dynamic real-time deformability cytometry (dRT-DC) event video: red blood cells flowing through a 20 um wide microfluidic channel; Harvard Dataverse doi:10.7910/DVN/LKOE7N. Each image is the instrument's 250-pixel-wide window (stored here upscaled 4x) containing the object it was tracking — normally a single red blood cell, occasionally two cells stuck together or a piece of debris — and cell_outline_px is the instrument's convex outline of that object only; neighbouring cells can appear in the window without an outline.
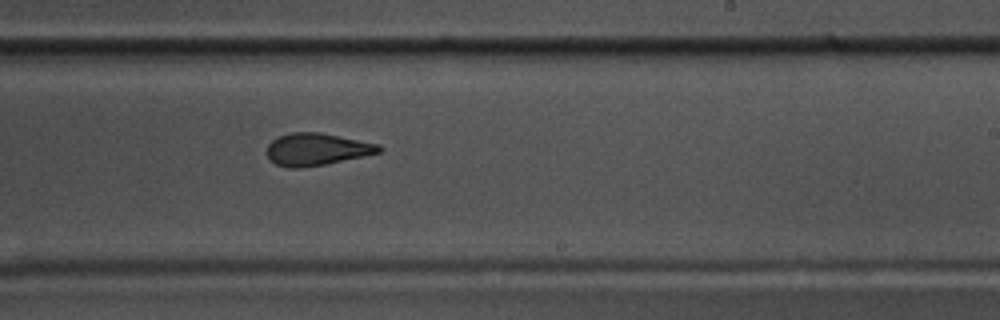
{"species": "common noctule bat (a hibernating species)", "species_latin": "Nyctalus noctula", "temperature_condition": "warm", "stored_images_in_passage": 34, "camera_frame_rate_fps": 3000, "um_per_image_px": 0.085, "animal": {"sex": "male", "body_mass_g": 17.5, "forearm_length_mm": 52.3}, "frame": {"image": 1, "passage_image": 20, "time_ms": 6.333, "image_size_px": [1000, 320], "cell_outline_px": [[384, 148], [380, 152], [364, 156], [324, 164], [300, 168], [288, 168], [276, 164], [268, 156], [268, 144], [272, 140], [280, 136], [292, 132], [320, 132], [380, 144]], "centroid_in_image_um": [26.95, 12.68], "position_along_channel_um": 262.0, "area_um2": 20.92}, "authors_computed_cell_mechanics": {"area_um2": 21.3571, "velocity_mm_per_s": 3.6521, "shape_relaxation_time_tau1_ms": 9.3394, "shape_relaxation_time_tau2_ms": 2.4776, "deformation_change_tau1": 0.2144, "deformation_change_tau2": 0.1007}}